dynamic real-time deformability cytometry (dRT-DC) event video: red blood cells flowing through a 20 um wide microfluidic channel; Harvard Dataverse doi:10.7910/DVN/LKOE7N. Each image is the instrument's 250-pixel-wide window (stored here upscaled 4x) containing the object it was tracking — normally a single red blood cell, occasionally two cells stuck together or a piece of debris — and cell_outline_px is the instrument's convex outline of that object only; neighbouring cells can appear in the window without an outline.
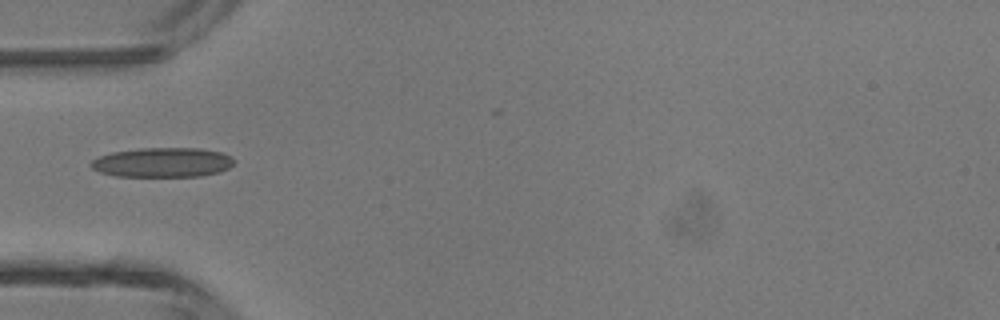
{"species": "common noctule bat (a hibernating species)", "species_latin": "Nyctalus noctula", "temperature_condition": "room temperature", "stored_images_in_passage": 2, "camera_frame_rate_fps": 3000, "um_per_image_px": 0.085, "animal": {"sex": "male", "body_mass_g": 13.3}, "frame": {"image": 1, "passage_image": 2, "time_ms": 0.333, "image_size_px": [1000, 320], "cell_outline_px": [[236, 160], [228, 168], [220, 172], [200, 176], [116, 176], [100, 172], [92, 168], [88, 164], [92, 160], [100, 156], [112, 152], [140, 148], [200, 148], [220, 152], [232, 156]], "centroid_in_image_um": [13.82, 13.8], "position_along_channel_um": 71.2, "area_um2": 24.74}}